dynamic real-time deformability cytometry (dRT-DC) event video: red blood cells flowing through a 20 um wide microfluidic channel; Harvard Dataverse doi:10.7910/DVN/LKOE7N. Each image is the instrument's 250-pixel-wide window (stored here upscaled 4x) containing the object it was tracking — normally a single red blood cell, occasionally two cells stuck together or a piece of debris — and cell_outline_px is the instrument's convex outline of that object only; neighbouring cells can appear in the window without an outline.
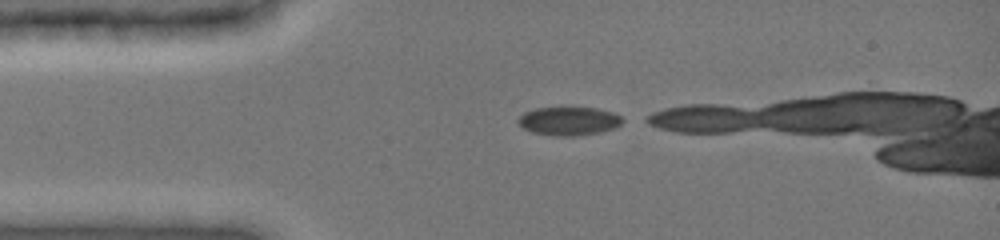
{"species": "common noctule bat (a hibernating species)", "species_latin": "Nyctalus noctula", "temperature_condition": "cold", "stored_images_in_passage": 10, "camera_frame_rate_fps": 3000, "um_per_image_px": 0.085, "animal": {"sex": "female", "body_mass_g": 19.0, "forearm_length_mm": 51.5}, "frame": {"image": 1, "passage_image": 1, "time_ms": 0.0, "image_size_px": [1000, 240], "cell_outline_px": [[628, 120], [616, 128], [600, 132], [572, 136], [552, 136], [532, 132], [524, 128], [516, 120], [524, 112], [536, 108], [596, 108], [612, 112]], "centroid_in_image_um": [48.39, 10.3], "position_along_channel_um": 36.6, "area_um2": 17.4}}
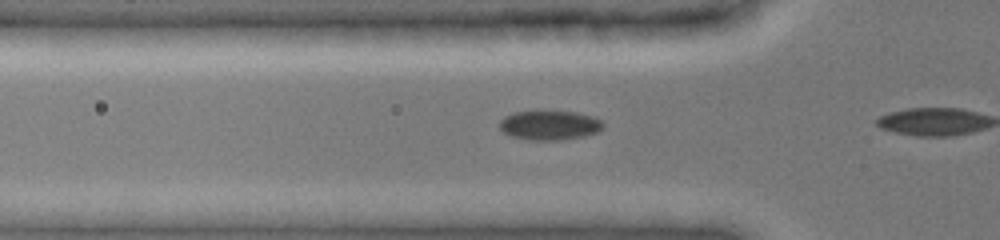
{"frame": {"image": 2, "passage_image": 6, "time_ms": 1.667, "image_size_px": [1000, 240], "cell_outline_px": [[604, 124], [600, 132], [584, 136], [560, 140], [528, 140], [512, 136], [504, 132], [500, 128], [500, 120], [504, 116], [512, 112], [576, 112], [592, 116], [600, 120]], "centroid_in_image_um": [46.73, 10.66], "position_along_channel_um": 79.1, "area_um2": 17.63}}
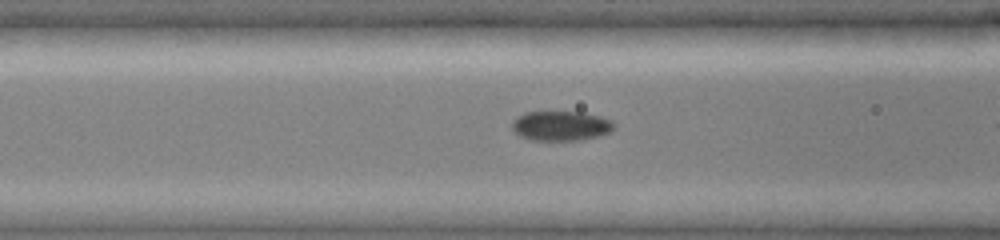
{"frame": {"image": 3, "passage_image": 9, "time_ms": 2.667, "image_size_px": [1000, 240], "cell_outline_px": [[616, 124], [612, 132], [600, 136], [576, 140], [532, 140], [520, 136], [512, 128], [512, 120], [516, 116], [524, 112], [584, 112], [600, 116], [612, 120]], "centroid_in_image_um": [47.7, 10.69], "position_along_channel_um": 118.9, "area_um2": 17.86}}